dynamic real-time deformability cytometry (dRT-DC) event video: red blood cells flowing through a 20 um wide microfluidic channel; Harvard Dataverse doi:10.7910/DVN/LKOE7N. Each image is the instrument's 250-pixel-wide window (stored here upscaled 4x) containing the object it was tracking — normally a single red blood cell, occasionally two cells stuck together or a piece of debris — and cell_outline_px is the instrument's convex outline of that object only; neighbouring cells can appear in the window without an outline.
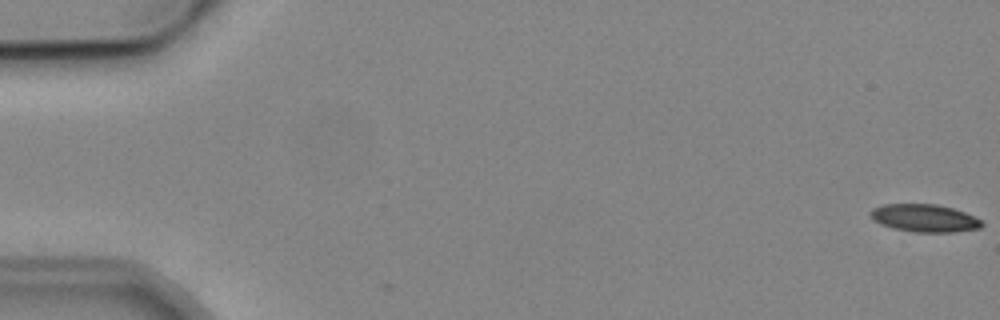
{"species": "common noctule bat (a hibernating species)", "species_latin": "Nyctalus noctula", "temperature_condition": "cold", "stored_images_in_passage": 10, "camera_frame_rate_fps": 3000, "um_per_image_px": 0.085, "animal": {"sex": "male", "body_mass_g": 19.2, "forearm_length_mm": 51.8}, "frame": {"image": 1, "passage_image": 1, "time_ms": 0.0, "image_size_px": [1000, 320], "cell_outline_px": [[984, 224], [980, 228], [952, 232], [916, 232], [892, 228], [880, 224], [868, 212], [872, 208], [880, 204], [936, 204], [952, 208], [964, 212], [980, 220]], "centroid_in_image_um": [78.55, 18.53], "position_along_channel_um": 6.5, "area_um2": 17.86}}
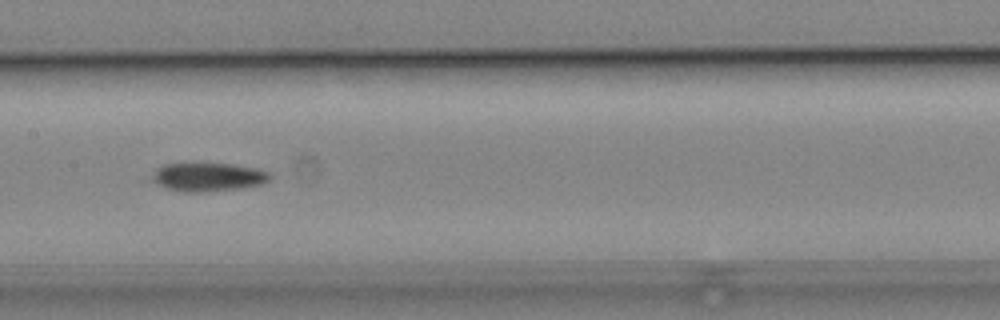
{"frame": {"image": 2, "passage_image": 8, "time_ms": 9.0, "image_size_px": [1000, 320], "cell_outline_px": [[272, 176], [268, 180], [260, 184], [240, 188], [200, 192], [184, 192], [168, 188], [152, 180], [156, 168], [164, 164], [232, 164], [256, 168], [272, 172]], "centroid_in_image_um": [17.74, 15.04], "position_along_channel_um": 189.7, "area_um2": 19.25}}
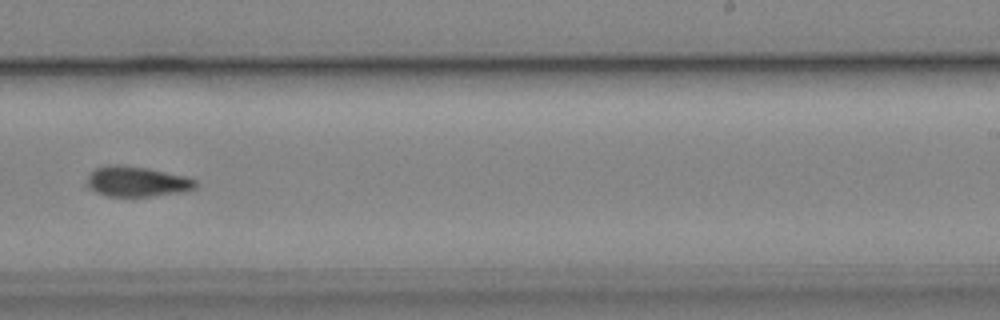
{"frame": {"image": 3, "passage_image": 10, "time_ms": 11.333, "image_size_px": [1000, 320], "cell_outline_px": [[196, 188], [184, 192], [152, 196], [108, 196], [96, 192], [88, 184], [88, 176], [96, 168], [108, 164], [116, 164], [148, 168], [184, 176], [196, 180]], "centroid_in_image_um": [11.66, 15.43], "position_along_channel_um": 277.3, "area_um2": 18.96}}